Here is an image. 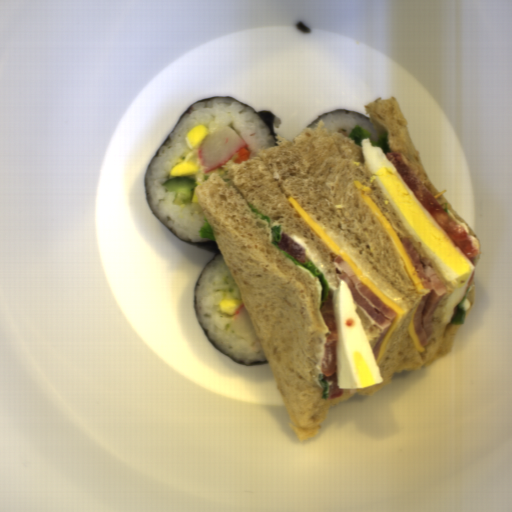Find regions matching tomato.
Segmentation results:
<instances>
[{
    "mask_svg": "<svg viewBox=\"0 0 512 512\" xmlns=\"http://www.w3.org/2000/svg\"><path fill=\"white\" fill-rule=\"evenodd\" d=\"M384 155L420 204L445 231L451 243L461 250L474 267L475 259L479 257L480 252L473 245L465 229L448 215L416 172L405 162L402 153L389 152Z\"/></svg>",
    "mask_w": 512,
    "mask_h": 512,
    "instance_id": "tomato-1",
    "label": "tomato"
},
{
    "mask_svg": "<svg viewBox=\"0 0 512 512\" xmlns=\"http://www.w3.org/2000/svg\"><path fill=\"white\" fill-rule=\"evenodd\" d=\"M334 290L329 288V294L320 306V314L326 323L329 331L325 335L327 343L324 344V352L320 370L324 374L323 381L328 384V392L326 399L339 398L343 395L344 389H339L338 372H337V343L338 331L333 306Z\"/></svg>",
    "mask_w": 512,
    "mask_h": 512,
    "instance_id": "tomato-2",
    "label": "tomato"
},
{
    "mask_svg": "<svg viewBox=\"0 0 512 512\" xmlns=\"http://www.w3.org/2000/svg\"><path fill=\"white\" fill-rule=\"evenodd\" d=\"M281 240L277 247L283 250L285 253L294 258L299 264H305L311 262L308 256L305 255L307 249L291 238L289 235L280 232Z\"/></svg>",
    "mask_w": 512,
    "mask_h": 512,
    "instance_id": "tomato-3",
    "label": "tomato"
},
{
    "mask_svg": "<svg viewBox=\"0 0 512 512\" xmlns=\"http://www.w3.org/2000/svg\"><path fill=\"white\" fill-rule=\"evenodd\" d=\"M474 278H475V272H474V270H473V272H472V274H471V276H470V278H469V281H468V285H467V287L472 283V281H473V279H474Z\"/></svg>",
    "mask_w": 512,
    "mask_h": 512,
    "instance_id": "tomato-4",
    "label": "tomato"
}]
</instances>
